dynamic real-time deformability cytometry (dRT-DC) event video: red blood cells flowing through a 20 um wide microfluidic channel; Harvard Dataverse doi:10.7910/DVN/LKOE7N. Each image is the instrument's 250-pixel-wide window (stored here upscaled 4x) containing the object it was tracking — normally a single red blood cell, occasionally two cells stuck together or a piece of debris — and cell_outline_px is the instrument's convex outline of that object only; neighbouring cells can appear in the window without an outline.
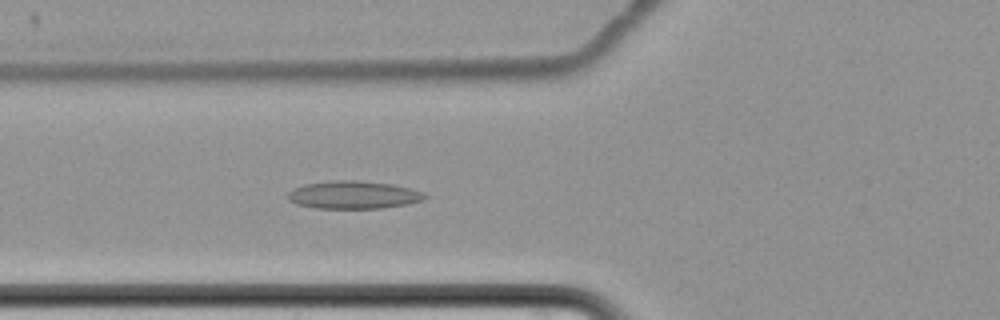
{"species": "common noctule bat (a hibernating species)", "species_latin": "Nyctalus noctula", "temperature_condition": "cold", "stored_images_in_passage": 4, "camera_frame_rate_fps": 3000, "um_per_image_px": 0.085, "animal": {"sex": "female", "body_mass_g": 22.7, "forearm_length_mm": 54.2}, "frame": {"image": 1, "passage_image": 4, "time_ms": 3.667, "image_size_px": [1000, 320], "cell_outline_px": [[428, 196], [424, 200], [404, 204], [380, 208], [316, 208], [296, 204], [288, 200], [288, 192], [304, 184], [328, 180], [360, 180], [392, 184], [424, 192]], "centroid_in_image_um": [30.03, 16.55], "position_along_channel_um": 95.8, "area_um2": 22.2}}